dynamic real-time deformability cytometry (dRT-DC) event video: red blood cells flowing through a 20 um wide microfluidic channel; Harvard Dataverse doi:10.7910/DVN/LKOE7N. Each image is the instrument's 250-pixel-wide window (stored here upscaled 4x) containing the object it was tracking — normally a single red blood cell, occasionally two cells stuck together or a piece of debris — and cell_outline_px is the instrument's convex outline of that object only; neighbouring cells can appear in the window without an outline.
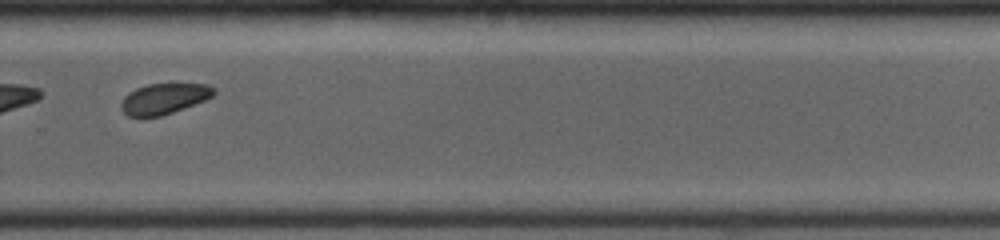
{"species": "common noctule bat (a hibernating species)", "species_latin": "Nyctalus noctula", "temperature_condition": "room temperature", "stored_images_in_passage": 29, "camera_frame_rate_fps": 4000, "um_per_image_px": 0.085, "animal": {"sex": "female", "body_mass_g": 19.0, "forearm_length_mm": 53.3}, "frame": {"image": 1, "passage_image": 17, "time_ms": 6.25, "image_size_px": [1000, 240], "cell_outline_px": [[216, 92], [212, 96], [204, 100], [172, 112], [160, 116], [140, 120], [128, 116], [120, 108], [120, 104], [124, 96], [128, 92], [136, 88], [148, 84], [208, 84], [216, 88]], "centroid_in_image_um": [13.88, 8.42], "position_along_channel_um": 315.9, "area_um2": 16.88}, "authors_computed_cell_mechanics": {"area_um2": 17.9758, "velocity_mm_per_s": 4.073, "shape_relaxation_time_tau1_ms": 2.4927, "shape_relaxation_time_tau2_ms": null, "deformation_change_tau1": 0.0835, "deformation_change_tau2": null}}